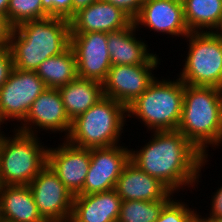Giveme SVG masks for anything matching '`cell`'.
Masks as SVG:
<instances>
[{"mask_svg": "<svg viewBox=\"0 0 222 222\" xmlns=\"http://www.w3.org/2000/svg\"><path fill=\"white\" fill-rule=\"evenodd\" d=\"M151 133L150 140H145L147 143L139 149H129L130 161L158 178L174 193L191 187L196 190L201 182V171L209 162L208 156H204L177 130Z\"/></svg>", "mask_w": 222, "mask_h": 222, "instance_id": "6da1fadb", "label": "cell"}, {"mask_svg": "<svg viewBox=\"0 0 222 222\" xmlns=\"http://www.w3.org/2000/svg\"><path fill=\"white\" fill-rule=\"evenodd\" d=\"M70 35V21L59 17L49 16L17 25L9 46L14 68L36 71L46 59L70 46Z\"/></svg>", "mask_w": 222, "mask_h": 222, "instance_id": "7a4b0ae2", "label": "cell"}, {"mask_svg": "<svg viewBox=\"0 0 222 222\" xmlns=\"http://www.w3.org/2000/svg\"><path fill=\"white\" fill-rule=\"evenodd\" d=\"M177 131L204 156L210 157L209 147L222 146V89L184 84Z\"/></svg>", "mask_w": 222, "mask_h": 222, "instance_id": "3957f363", "label": "cell"}, {"mask_svg": "<svg viewBox=\"0 0 222 222\" xmlns=\"http://www.w3.org/2000/svg\"><path fill=\"white\" fill-rule=\"evenodd\" d=\"M157 78L127 107V117L138 119L149 132L175 131L182 115L184 83L179 78Z\"/></svg>", "mask_w": 222, "mask_h": 222, "instance_id": "277c9868", "label": "cell"}, {"mask_svg": "<svg viewBox=\"0 0 222 222\" xmlns=\"http://www.w3.org/2000/svg\"><path fill=\"white\" fill-rule=\"evenodd\" d=\"M127 108L118 101L104 96L86 112L72 121L65 138L82 148L110 147L120 144L126 124Z\"/></svg>", "mask_w": 222, "mask_h": 222, "instance_id": "5b68a950", "label": "cell"}, {"mask_svg": "<svg viewBox=\"0 0 222 222\" xmlns=\"http://www.w3.org/2000/svg\"><path fill=\"white\" fill-rule=\"evenodd\" d=\"M12 132L0 134V185H29L47 165L48 146L38 135Z\"/></svg>", "mask_w": 222, "mask_h": 222, "instance_id": "8992f818", "label": "cell"}, {"mask_svg": "<svg viewBox=\"0 0 222 222\" xmlns=\"http://www.w3.org/2000/svg\"><path fill=\"white\" fill-rule=\"evenodd\" d=\"M187 49L177 77L186 85L222 89V40L212 32H190Z\"/></svg>", "mask_w": 222, "mask_h": 222, "instance_id": "52a82bcc", "label": "cell"}, {"mask_svg": "<svg viewBox=\"0 0 222 222\" xmlns=\"http://www.w3.org/2000/svg\"><path fill=\"white\" fill-rule=\"evenodd\" d=\"M46 89L44 81L35 71L14 68L0 88V124L8 126L7 123L12 122L16 128L25 119L33 102Z\"/></svg>", "mask_w": 222, "mask_h": 222, "instance_id": "ba28073f", "label": "cell"}, {"mask_svg": "<svg viewBox=\"0 0 222 222\" xmlns=\"http://www.w3.org/2000/svg\"><path fill=\"white\" fill-rule=\"evenodd\" d=\"M39 214L46 222H69L74 195L47 164L29 183Z\"/></svg>", "mask_w": 222, "mask_h": 222, "instance_id": "9c48e42d", "label": "cell"}, {"mask_svg": "<svg viewBox=\"0 0 222 222\" xmlns=\"http://www.w3.org/2000/svg\"><path fill=\"white\" fill-rule=\"evenodd\" d=\"M71 125L58 88H47L33 102L25 119L15 129L33 135H38V131L61 133V136L64 135L61 139H65Z\"/></svg>", "mask_w": 222, "mask_h": 222, "instance_id": "30bf717a", "label": "cell"}, {"mask_svg": "<svg viewBox=\"0 0 222 222\" xmlns=\"http://www.w3.org/2000/svg\"><path fill=\"white\" fill-rule=\"evenodd\" d=\"M117 144L90 149V166L83 190L78 195H89L115 188L125 165L130 161V148Z\"/></svg>", "mask_w": 222, "mask_h": 222, "instance_id": "8fae6325", "label": "cell"}, {"mask_svg": "<svg viewBox=\"0 0 222 222\" xmlns=\"http://www.w3.org/2000/svg\"><path fill=\"white\" fill-rule=\"evenodd\" d=\"M108 33H71L70 46L74 51L78 78L103 83L111 68L108 52Z\"/></svg>", "mask_w": 222, "mask_h": 222, "instance_id": "7c38bea8", "label": "cell"}, {"mask_svg": "<svg viewBox=\"0 0 222 222\" xmlns=\"http://www.w3.org/2000/svg\"><path fill=\"white\" fill-rule=\"evenodd\" d=\"M157 67L159 64L112 65L102 83L104 96L127 108L154 81Z\"/></svg>", "mask_w": 222, "mask_h": 222, "instance_id": "4fadbf2b", "label": "cell"}, {"mask_svg": "<svg viewBox=\"0 0 222 222\" xmlns=\"http://www.w3.org/2000/svg\"><path fill=\"white\" fill-rule=\"evenodd\" d=\"M57 147H48L47 164L75 196L84 186L90 166V149L75 146L66 139Z\"/></svg>", "mask_w": 222, "mask_h": 222, "instance_id": "5bb4252c", "label": "cell"}, {"mask_svg": "<svg viewBox=\"0 0 222 222\" xmlns=\"http://www.w3.org/2000/svg\"><path fill=\"white\" fill-rule=\"evenodd\" d=\"M133 23L139 32V29L145 27L150 32L168 34L172 38H185L190 33L184 18L183 4L175 0L144 1Z\"/></svg>", "mask_w": 222, "mask_h": 222, "instance_id": "9a60e30c", "label": "cell"}, {"mask_svg": "<svg viewBox=\"0 0 222 222\" xmlns=\"http://www.w3.org/2000/svg\"><path fill=\"white\" fill-rule=\"evenodd\" d=\"M69 21L71 33H110L129 27L133 23L125 12L104 0H98L80 9Z\"/></svg>", "mask_w": 222, "mask_h": 222, "instance_id": "2e32d148", "label": "cell"}, {"mask_svg": "<svg viewBox=\"0 0 222 222\" xmlns=\"http://www.w3.org/2000/svg\"><path fill=\"white\" fill-rule=\"evenodd\" d=\"M114 189L122 201L171 200L175 197V193L158 178L145 173L131 161L125 165Z\"/></svg>", "mask_w": 222, "mask_h": 222, "instance_id": "e0dca14e", "label": "cell"}, {"mask_svg": "<svg viewBox=\"0 0 222 222\" xmlns=\"http://www.w3.org/2000/svg\"><path fill=\"white\" fill-rule=\"evenodd\" d=\"M137 33L134 23L124 29L108 33L107 46L111 65L161 63L159 55L152 53L146 40L141 39V36L138 38Z\"/></svg>", "mask_w": 222, "mask_h": 222, "instance_id": "ac0fdd59", "label": "cell"}, {"mask_svg": "<svg viewBox=\"0 0 222 222\" xmlns=\"http://www.w3.org/2000/svg\"><path fill=\"white\" fill-rule=\"evenodd\" d=\"M121 197L115 189L89 195H75L69 222H117Z\"/></svg>", "mask_w": 222, "mask_h": 222, "instance_id": "d6986e66", "label": "cell"}, {"mask_svg": "<svg viewBox=\"0 0 222 222\" xmlns=\"http://www.w3.org/2000/svg\"><path fill=\"white\" fill-rule=\"evenodd\" d=\"M0 203L4 222H46L29 185H0Z\"/></svg>", "mask_w": 222, "mask_h": 222, "instance_id": "ffe728a7", "label": "cell"}, {"mask_svg": "<svg viewBox=\"0 0 222 222\" xmlns=\"http://www.w3.org/2000/svg\"><path fill=\"white\" fill-rule=\"evenodd\" d=\"M58 90L71 121L104 97L102 83L88 79L77 78Z\"/></svg>", "mask_w": 222, "mask_h": 222, "instance_id": "44dd1931", "label": "cell"}, {"mask_svg": "<svg viewBox=\"0 0 222 222\" xmlns=\"http://www.w3.org/2000/svg\"><path fill=\"white\" fill-rule=\"evenodd\" d=\"M35 72L47 88H59L76 80L78 78L77 63L71 46L64 52L46 59Z\"/></svg>", "mask_w": 222, "mask_h": 222, "instance_id": "7402d4cb", "label": "cell"}, {"mask_svg": "<svg viewBox=\"0 0 222 222\" xmlns=\"http://www.w3.org/2000/svg\"><path fill=\"white\" fill-rule=\"evenodd\" d=\"M182 4L190 32H212L222 16V0H184Z\"/></svg>", "mask_w": 222, "mask_h": 222, "instance_id": "603a6c76", "label": "cell"}, {"mask_svg": "<svg viewBox=\"0 0 222 222\" xmlns=\"http://www.w3.org/2000/svg\"><path fill=\"white\" fill-rule=\"evenodd\" d=\"M169 201H122L117 222H154Z\"/></svg>", "mask_w": 222, "mask_h": 222, "instance_id": "cb8c5ba5", "label": "cell"}, {"mask_svg": "<svg viewBox=\"0 0 222 222\" xmlns=\"http://www.w3.org/2000/svg\"><path fill=\"white\" fill-rule=\"evenodd\" d=\"M46 17L49 14L43 9L41 0H9L7 18L14 27L29 20Z\"/></svg>", "mask_w": 222, "mask_h": 222, "instance_id": "d4e9b609", "label": "cell"}, {"mask_svg": "<svg viewBox=\"0 0 222 222\" xmlns=\"http://www.w3.org/2000/svg\"><path fill=\"white\" fill-rule=\"evenodd\" d=\"M173 197L162 209L160 216L154 222H188L197 209L190 208L189 203Z\"/></svg>", "mask_w": 222, "mask_h": 222, "instance_id": "484cf974", "label": "cell"}, {"mask_svg": "<svg viewBox=\"0 0 222 222\" xmlns=\"http://www.w3.org/2000/svg\"><path fill=\"white\" fill-rule=\"evenodd\" d=\"M43 9L51 17L70 20L72 18V0H41Z\"/></svg>", "mask_w": 222, "mask_h": 222, "instance_id": "4316f807", "label": "cell"}, {"mask_svg": "<svg viewBox=\"0 0 222 222\" xmlns=\"http://www.w3.org/2000/svg\"><path fill=\"white\" fill-rule=\"evenodd\" d=\"M14 69L10 49H0V88L6 83Z\"/></svg>", "mask_w": 222, "mask_h": 222, "instance_id": "83f0119b", "label": "cell"}, {"mask_svg": "<svg viewBox=\"0 0 222 222\" xmlns=\"http://www.w3.org/2000/svg\"><path fill=\"white\" fill-rule=\"evenodd\" d=\"M125 12L132 20L139 14L143 2L141 0H104Z\"/></svg>", "mask_w": 222, "mask_h": 222, "instance_id": "f1b7e54d", "label": "cell"}, {"mask_svg": "<svg viewBox=\"0 0 222 222\" xmlns=\"http://www.w3.org/2000/svg\"><path fill=\"white\" fill-rule=\"evenodd\" d=\"M14 26L5 16H0V49H8L10 46Z\"/></svg>", "mask_w": 222, "mask_h": 222, "instance_id": "f546056e", "label": "cell"}, {"mask_svg": "<svg viewBox=\"0 0 222 222\" xmlns=\"http://www.w3.org/2000/svg\"><path fill=\"white\" fill-rule=\"evenodd\" d=\"M213 194V195H212ZM211 194V200L209 205H211L210 211L207 214H205V218L209 221H211L215 216H222V184L220 188L218 187L217 191L213 192Z\"/></svg>", "mask_w": 222, "mask_h": 222, "instance_id": "4dcf8cb0", "label": "cell"}, {"mask_svg": "<svg viewBox=\"0 0 222 222\" xmlns=\"http://www.w3.org/2000/svg\"><path fill=\"white\" fill-rule=\"evenodd\" d=\"M98 0H72V17L80 9L86 8Z\"/></svg>", "mask_w": 222, "mask_h": 222, "instance_id": "1f68e13d", "label": "cell"}, {"mask_svg": "<svg viewBox=\"0 0 222 222\" xmlns=\"http://www.w3.org/2000/svg\"><path fill=\"white\" fill-rule=\"evenodd\" d=\"M9 0H0V16L7 17Z\"/></svg>", "mask_w": 222, "mask_h": 222, "instance_id": "d6a6232c", "label": "cell"}, {"mask_svg": "<svg viewBox=\"0 0 222 222\" xmlns=\"http://www.w3.org/2000/svg\"><path fill=\"white\" fill-rule=\"evenodd\" d=\"M212 33L222 40V16L218 25L213 29Z\"/></svg>", "mask_w": 222, "mask_h": 222, "instance_id": "836d02e7", "label": "cell"}, {"mask_svg": "<svg viewBox=\"0 0 222 222\" xmlns=\"http://www.w3.org/2000/svg\"><path fill=\"white\" fill-rule=\"evenodd\" d=\"M188 222H207V219L198 211Z\"/></svg>", "mask_w": 222, "mask_h": 222, "instance_id": "e575fe53", "label": "cell"}, {"mask_svg": "<svg viewBox=\"0 0 222 222\" xmlns=\"http://www.w3.org/2000/svg\"><path fill=\"white\" fill-rule=\"evenodd\" d=\"M211 222H222V216H215Z\"/></svg>", "mask_w": 222, "mask_h": 222, "instance_id": "d590c367", "label": "cell"}, {"mask_svg": "<svg viewBox=\"0 0 222 222\" xmlns=\"http://www.w3.org/2000/svg\"><path fill=\"white\" fill-rule=\"evenodd\" d=\"M0 222H4L2 218L1 203H0Z\"/></svg>", "mask_w": 222, "mask_h": 222, "instance_id": "8d00e7d4", "label": "cell"}, {"mask_svg": "<svg viewBox=\"0 0 222 222\" xmlns=\"http://www.w3.org/2000/svg\"><path fill=\"white\" fill-rule=\"evenodd\" d=\"M2 128H3V126H1V124H0V134L2 133V130H1Z\"/></svg>", "mask_w": 222, "mask_h": 222, "instance_id": "74e56055", "label": "cell"}]
</instances>
